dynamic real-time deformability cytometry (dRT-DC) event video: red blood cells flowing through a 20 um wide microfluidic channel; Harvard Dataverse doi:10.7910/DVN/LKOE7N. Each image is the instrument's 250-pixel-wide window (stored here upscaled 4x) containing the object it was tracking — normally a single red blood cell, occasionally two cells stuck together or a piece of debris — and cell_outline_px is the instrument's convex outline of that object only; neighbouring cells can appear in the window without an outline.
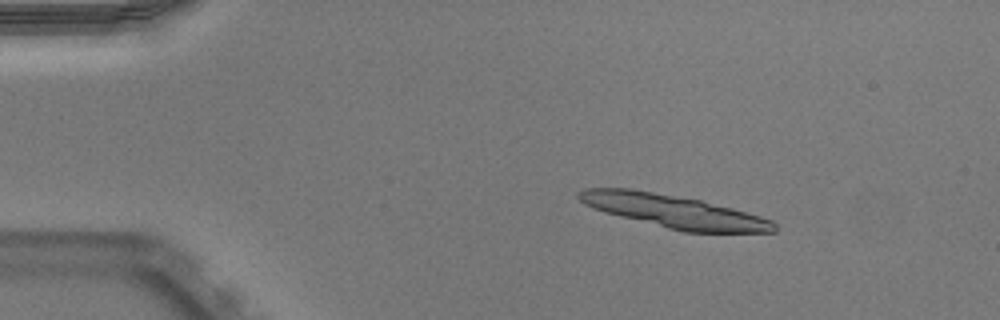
{"species": "Egyptian fruit bat (a non-hibernating species)", "species_latin": "Rousettus aegyptiacus", "temperature_condition": "warm", "stored_images_in_passage": 15, "camera_frame_rate_fps": 3000, "um_per_image_px": 0.085, "animal": {"sex": "male"}, "frame": {"image": 1, "passage_image": 7, "time_ms": 2.0, "image_size_px": [1000, 320], "cell_outline_px": [[776, 232], [684, 232], [604, 212], [592, 208], [584, 204], [576, 196], [576, 192], [584, 188], [632, 188], [700, 200], [732, 208], [760, 216], [772, 220], [776, 224]], "centroid_in_image_um": [57.24, 17.95], "position_along_channel_um": 27.8, "area_um2": 37.34}}